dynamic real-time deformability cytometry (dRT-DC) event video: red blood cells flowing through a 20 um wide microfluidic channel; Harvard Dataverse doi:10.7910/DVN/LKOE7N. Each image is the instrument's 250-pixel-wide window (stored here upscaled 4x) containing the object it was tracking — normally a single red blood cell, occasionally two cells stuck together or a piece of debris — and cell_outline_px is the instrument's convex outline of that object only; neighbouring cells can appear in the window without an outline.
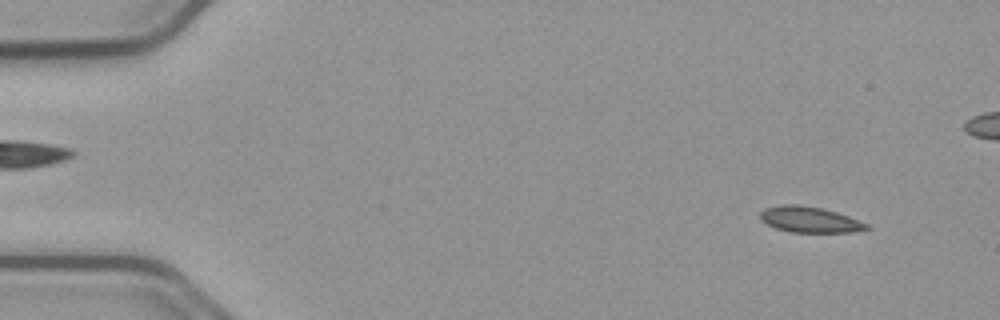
{"species": "common noctule bat (a hibernating species)", "species_latin": "Nyctalus noctula", "temperature_condition": "cold", "stored_images_in_passage": 55, "camera_frame_rate_fps": 3000, "um_per_image_px": 0.085, "animal": {"sex": "male", "body_mass_g": 23.1, "forearm_length_mm": 52.7}, "frame": {"image": 1, "passage_image": 4, "time_ms": 1.0, "image_size_px": [1000, 320], "cell_outline_px": [[872, 228], [852, 232], [792, 232], [776, 228], [760, 220], [760, 212], [764, 208], [780, 204], [800, 204], [824, 208], [848, 216], [868, 224]], "centroid_in_image_um": [68.81, 18.65], "position_along_channel_um": 16.2, "area_um2": 16.13}}
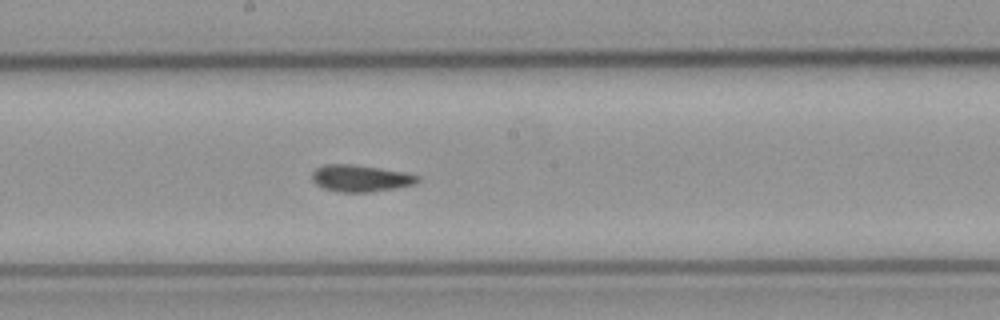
{"frame": {"image": 2, "passage_image": 29, "time_ms": 9.333, "image_size_px": [1000, 320], "cell_outline_px": [[420, 180], [416, 184], [396, 188], [372, 192], [340, 192], [324, 188], [316, 184], [312, 180], [312, 172], [316, 168], [324, 164], [352, 164], [380, 168], [404, 172], [420, 176]], "centroid_in_image_um": [30.66, 15.15], "position_along_channel_um": 217.5, "area_um2": 16.59}}
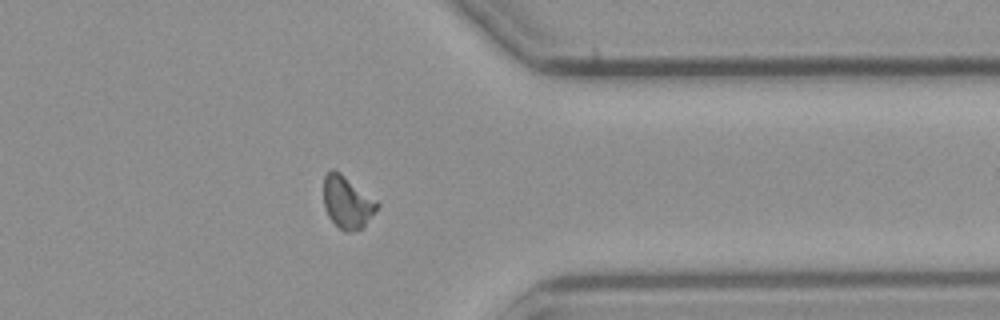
{"frame": {"image": 3, "passage_image": 43, "time_ms": 14.0, "image_size_px": [1000, 320], "cell_outline_px": [[380, 204], [364, 224], [360, 228], [348, 232], [344, 232], [328, 216], [324, 208], [324, 176], [332, 168], [340, 172], [376, 200]], "centroid_in_image_um": [29.48, 17.16], "position_along_channel_um": 381.9, "area_um2": 15.95}}